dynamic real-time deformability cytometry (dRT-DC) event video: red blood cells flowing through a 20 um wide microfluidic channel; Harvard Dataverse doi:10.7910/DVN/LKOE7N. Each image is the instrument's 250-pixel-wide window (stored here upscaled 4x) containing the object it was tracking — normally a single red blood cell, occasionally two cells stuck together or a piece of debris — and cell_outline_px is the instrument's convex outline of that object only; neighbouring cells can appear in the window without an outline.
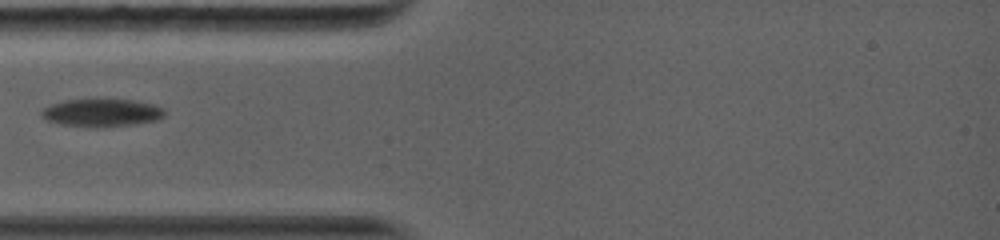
{"species": "common noctule bat (a hibernating species)", "species_latin": "Nyctalus noctula", "temperature_condition": "warm", "stored_images_in_passage": 1, "camera_frame_rate_fps": 5000, "um_per_image_px": 0.085, "animal": {"sex": "female", "body_mass_g": 19.0, "forearm_length_mm": 56.7}, "frame": {"image": 1, "passage_image": 1, "time_ms": 0.0, "image_size_px": [1000, 240], "cell_outline_px": [[164, 116], [156, 120], [128, 124], [96, 128], [88, 128], [60, 124], [48, 120], [40, 116], [40, 112], [44, 108], [52, 104], [64, 100], [96, 96], [132, 100], [156, 104], [164, 108]], "centroid_in_image_um": [8.61, 9.53], "position_along_channel_um": 76.4, "area_um2": 20.81}}